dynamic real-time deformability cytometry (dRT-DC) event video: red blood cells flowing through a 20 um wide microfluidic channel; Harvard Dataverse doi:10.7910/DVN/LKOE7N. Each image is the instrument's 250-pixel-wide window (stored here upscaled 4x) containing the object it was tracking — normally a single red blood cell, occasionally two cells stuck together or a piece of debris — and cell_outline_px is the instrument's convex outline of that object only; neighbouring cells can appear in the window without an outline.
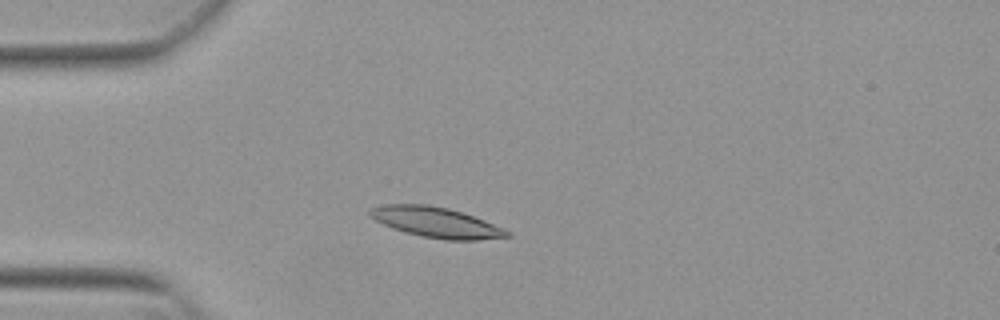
{"species": "Egyptian fruit bat (a non-hibernating species)", "species_latin": "Rousettus aegyptiacus", "temperature_condition": "warm", "stored_images_in_passage": 40, "camera_frame_rate_fps": 3000, "um_per_image_px": 0.085, "animal": {"sex": "female"}, "frame": {"image": 1, "passage_image": 1, "time_ms": 0.0, "image_size_px": [1000, 320], "cell_outline_px": [[512, 236], [476, 240], [444, 240], [420, 236], [404, 232], [392, 228], [368, 216], [368, 212], [372, 208], [384, 204], [428, 204], [448, 208], [484, 220], [504, 228], [512, 232]], "centroid_in_image_um": [37.07, 18.9], "position_along_channel_um": 47.9, "area_um2": 24.28}}
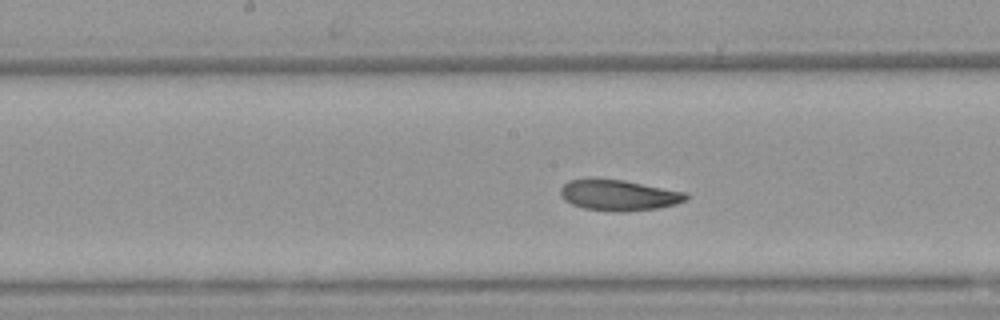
{"frame": {"image": 2, "passage_image": 14, "time_ms": 4.333, "image_size_px": [1000, 320], "cell_outline_px": [[688, 196], [684, 200], [676, 204], [656, 208], [624, 212], [612, 212], [584, 208], [572, 204], [564, 200], [560, 196], [560, 188], [568, 180], [588, 176], [624, 180], [688, 192]], "centroid_in_image_um": [52.53, 16.56], "position_along_channel_um": 195.7, "area_um2": 23.18}}
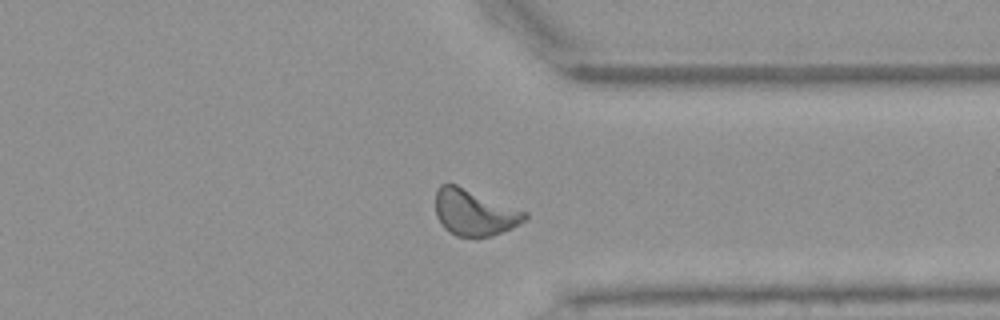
{"frame": {"image": 3, "passage_image": 28, "time_ms": 9.0, "image_size_px": [1000, 320], "cell_outline_px": [[528, 216], [520, 224], [512, 228], [492, 236], [476, 240], [456, 236], [448, 232], [444, 228], [436, 216], [436, 188], [440, 184], [456, 184], [528, 212]], "centroid_in_image_um": [40.31, 18.1], "position_along_channel_um": 371.1, "area_um2": 24.57}, "authors_computed_cell_mechanics": {"area_um2": 23.0044, "velocity_mm_per_s": 3.8007, "shape_relaxation_time_tau1_ms": 3.7086, "shape_relaxation_time_tau2_ms": 2.6176, "deformation_change_tau1": 0.1385, "deformation_change_tau2": 0.0829}}